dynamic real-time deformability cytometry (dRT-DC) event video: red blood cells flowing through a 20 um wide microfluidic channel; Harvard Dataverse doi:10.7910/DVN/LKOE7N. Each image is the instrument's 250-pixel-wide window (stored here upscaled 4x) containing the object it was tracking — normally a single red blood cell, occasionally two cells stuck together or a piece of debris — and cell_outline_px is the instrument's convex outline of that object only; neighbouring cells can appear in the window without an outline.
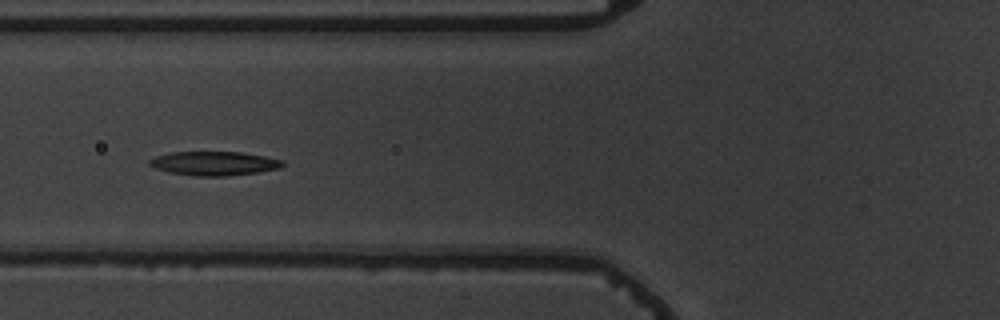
{"species": "common noctule bat (a hibernating species)", "species_latin": "Nyctalus noctula", "temperature_condition": "warm", "stored_images_in_passage": 7, "camera_frame_rate_fps": 3000, "um_per_image_px": 0.085, "animal": {"sex": "male", "body_mass_g": 19.5, "forearm_length_mm": 54.6}, "frame": {"image": 1, "passage_image": 2, "time_ms": 1.333, "image_size_px": [1000, 320], "cell_outline_px": [[284, 164], [280, 168], [260, 172], [228, 176], [196, 176], [168, 172], [156, 168], [148, 164], [148, 160], [156, 156], [172, 152], [240, 152], [264, 156], [284, 160]], "centroid_in_image_um": [18.22, 13.89], "position_along_channel_um": 107.6, "area_um2": 18.67}}
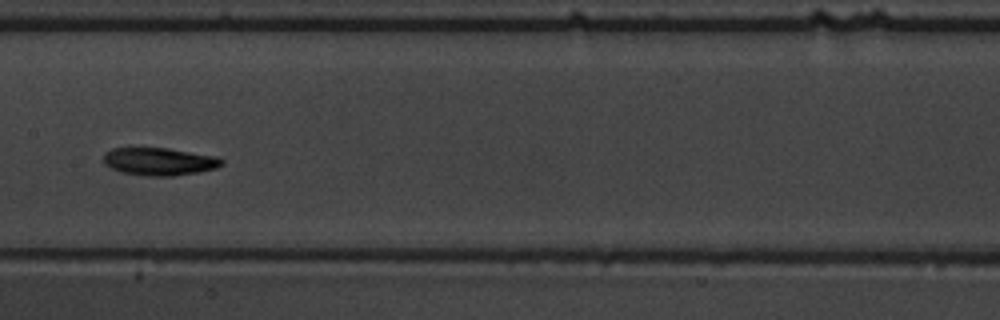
{"frame": {"image": 2, "passage_image": 4, "time_ms": 3.667, "image_size_px": [1000, 320], "cell_outline_px": [[224, 164], [216, 168], [200, 172], [172, 176], [148, 176], [120, 172], [104, 164], [104, 152], [112, 148], [168, 148], [216, 156], [224, 160]], "centroid_in_image_um": [13.55, 13.73], "position_along_channel_um": 193.8, "area_um2": 19.19}}
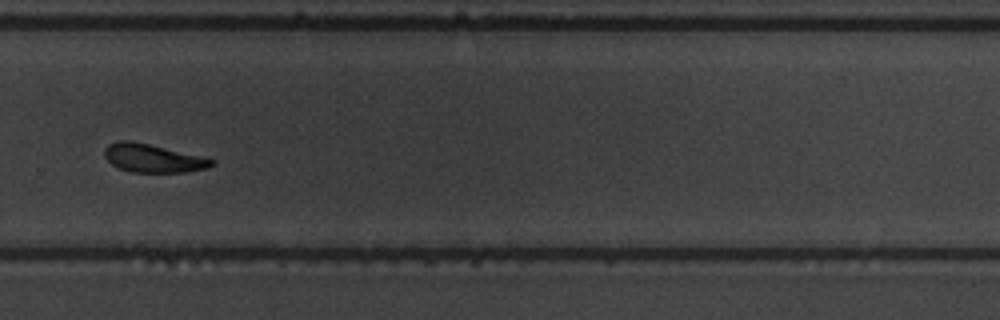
{"frame": {"image": 3, "passage_image": 7, "time_ms": 7.0, "image_size_px": [1000, 320], "cell_outline_px": [[216, 164], [208, 168], [184, 172], [128, 172], [112, 164], [104, 156], [104, 148], [108, 144], [116, 140], [132, 140], [204, 156], [216, 160]], "centroid_in_image_um": [13.02, 13.43], "position_along_channel_um": 316.8, "area_um2": 18.03}}